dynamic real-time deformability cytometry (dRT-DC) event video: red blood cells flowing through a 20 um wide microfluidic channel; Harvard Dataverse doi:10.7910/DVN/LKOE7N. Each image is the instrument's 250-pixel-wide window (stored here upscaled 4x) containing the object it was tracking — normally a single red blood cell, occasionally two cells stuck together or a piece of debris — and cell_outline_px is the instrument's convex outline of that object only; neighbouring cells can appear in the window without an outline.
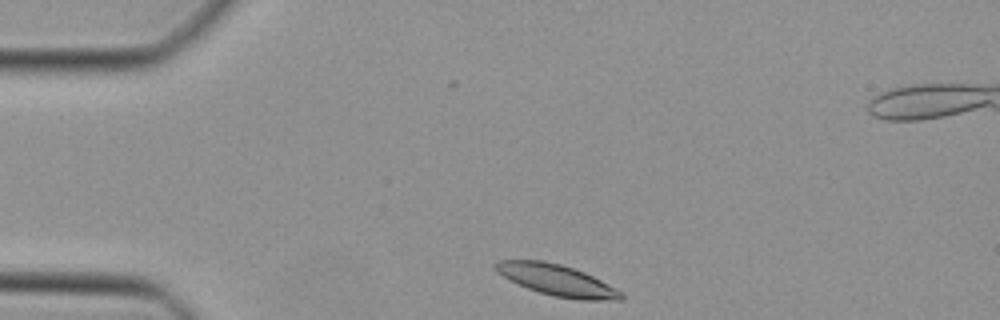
{"species": "Egyptian fruit bat (a non-hibernating species)", "species_latin": "Rousettus aegyptiacus", "temperature_condition": "cold", "stored_images_in_passage": 39, "camera_frame_rate_fps": 3000, "um_per_image_px": 0.085, "animal": {"sex": "female"}, "frame": {"image": 1, "passage_image": 1, "time_ms": 0.0, "image_size_px": [1000, 320], "cell_outline_px": [[624, 296], [620, 300], [580, 300], [552, 296], [528, 288], [496, 272], [492, 264], [496, 260], [544, 260], [560, 264], [584, 272], [624, 292]], "centroid_in_image_um": [47.34, 23.81], "position_along_channel_um": 37.7, "area_um2": 22.72}}
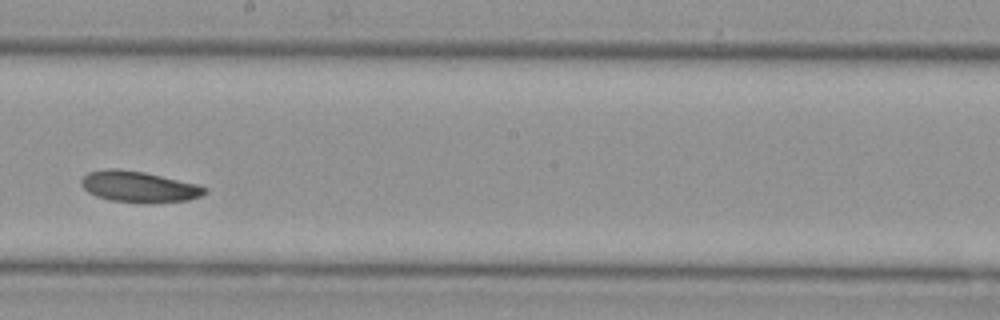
{"frame": {"image": 2, "passage_image": 18, "time_ms": 5.667, "image_size_px": [1000, 320], "cell_outline_px": [[208, 192], [200, 196], [188, 200], [112, 200], [96, 196], [88, 192], [80, 184], [80, 180], [88, 172], [108, 168], [116, 168], [144, 172], [196, 184], [208, 188]], "centroid_in_image_um": [11.75, 15.81], "position_along_channel_um": 236.4, "area_um2": 21.33}}
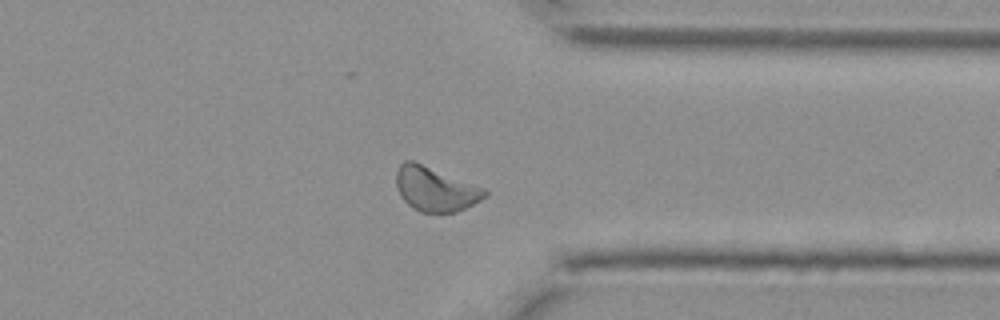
{"frame": {"image": 3, "passage_image": 28, "time_ms": 9.0, "image_size_px": [1000, 320], "cell_outline_px": [[488, 196], [456, 212], [420, 212], [412, 208], [400, 196], [396, 184], [396, 172], [400, 164], [404, 160], [412, 160], [484, 188], [488, 192]], "centroid_in_image_um": [36.98, 16.07], "position_along_channel_um": 374.4, "area_um2": 22.66}}